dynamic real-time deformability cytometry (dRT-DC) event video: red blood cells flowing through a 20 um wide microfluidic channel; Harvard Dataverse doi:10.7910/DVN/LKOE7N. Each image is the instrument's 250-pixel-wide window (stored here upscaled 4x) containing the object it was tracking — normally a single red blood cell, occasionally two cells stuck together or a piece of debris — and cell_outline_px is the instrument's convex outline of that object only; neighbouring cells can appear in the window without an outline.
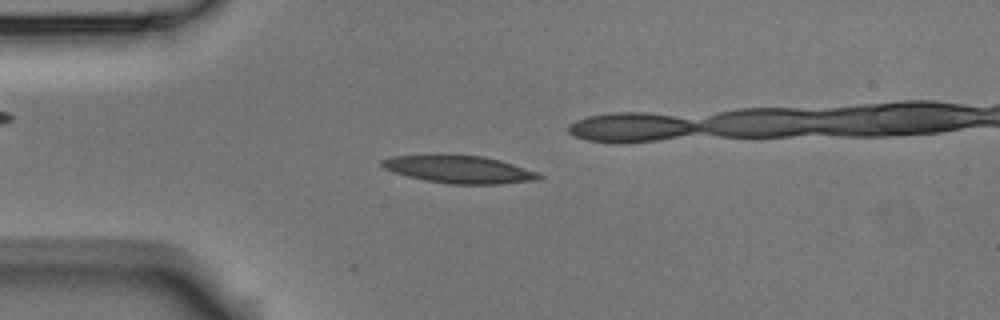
{"species": "Egyptian fruit bat (a non-hibernating species)", "species_latin": "Rousettus aegyptiacus", "temperature_condition": "room temperature", "stored_images_in_passage": 35, "camera_frame_rate_fps": 3000, "um_per_image_px": 0.085, "animal": {"sex": "male"}, "frame": {"image": 1, "passage_image": 9, "time_ms": 2.667, "image_size_px": [1000, 320], "cell_outline_px": [[544, 176], [536, 180], [496, 184], [452, 184], [424, 180], [392, 172], [384, 168], [380, 164], [380, 160], [392, 156], [436, 152], [440, 152], [484, 156], [500, 160], [536, 172]], "centroid_in_image_um": [38.92, 14.35], "position_along_channel_um": 46.1, "area_um2": 26.01}}
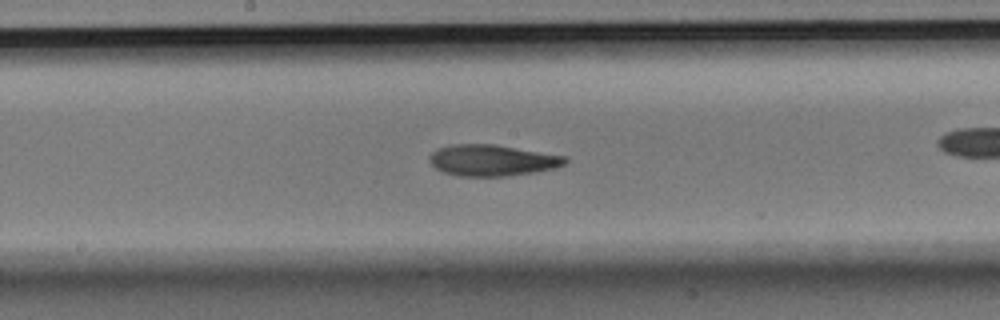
{"frame": {"image": 2, "passage_image": 23, "time_ms": 7.333, "image_size_px": [1000, 320], "cell_outline_px": [[568, 160], [564, 164], [552, 168], [532, 172], [504, 176], [460, 176], [444, 172], [436, 168], [428, 160], [428, 156], [436, 148], [448, 144], [496, 144], [564, 156]], "centroid_in_image_um": [41.76, 13.61], "position_along_channel_um": 206.4, "area_um2": 24.57}}
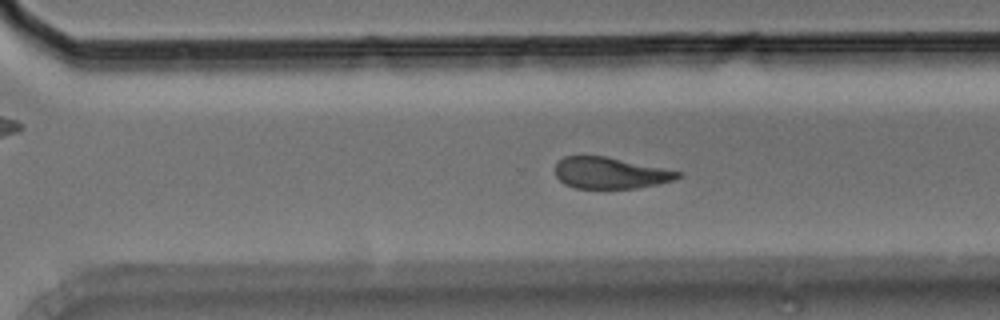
{"frame": {"image": 3, "passage_image": 32, "time_ms": 10.333, "image_size_px": [1000, 320], "cell_outline_px": [[680, 176], [672, 180], [656, 184], [636, 188], [576, 188], [564, 184], [556, 176], [556, 164], [564, 156], [604, 156], [680, 172]], "centroid_in_image_um": [51.8, 14.71], "position_along_channel_um": 318.8, "area_um2": 21.85}}